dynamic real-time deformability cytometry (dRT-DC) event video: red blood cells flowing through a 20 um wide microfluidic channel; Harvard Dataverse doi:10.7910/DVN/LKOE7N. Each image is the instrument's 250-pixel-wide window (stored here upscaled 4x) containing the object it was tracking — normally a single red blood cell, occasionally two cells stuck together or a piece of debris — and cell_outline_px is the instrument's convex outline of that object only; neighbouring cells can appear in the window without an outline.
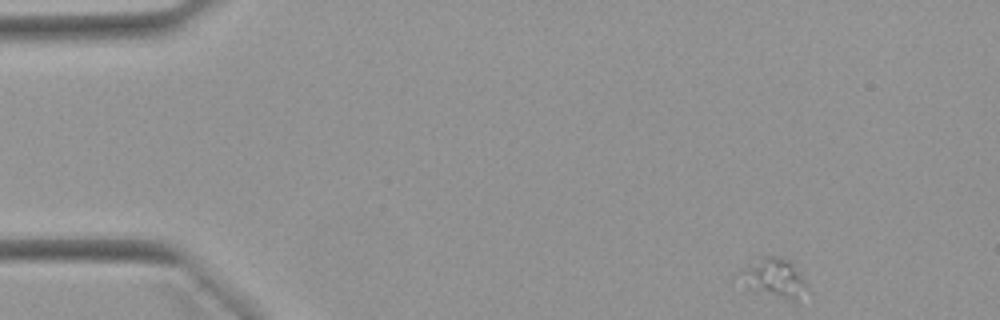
{"species": "Egyptian fruit bat (a non-hibernating species)", "species_latin": "Rousettus aegyptiacus", "temperature_condition": "warm", "stored_images_in_passage": 48, "camera_frame_rate_fps": 3000, "um_per_image_px": 0.085, "animal": {"sex": "female"}, "frame": {"image": 1, "passage_image": 1, "time_ms": 0.0, "image_size_px": [1000, 320], "cell_outline_px": [[808, 288], [796, 300], [792, 300], [744, 288], [732, 276], [764, 256], [772, 256], [792, 260], [808, 284]], "centroid_in_image_um": [65.74, 23.62], "position_along_channel_um": 19.3, "area_um2": 15.55}}
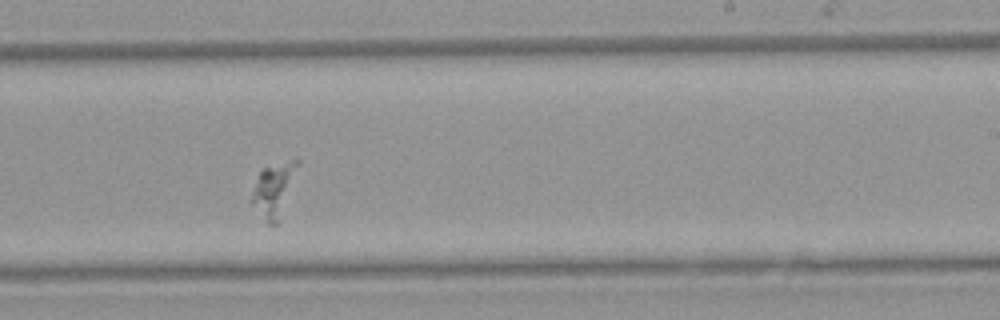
{"frame": {"image": 2, "passage_image": 28, "time_ms": 9.0, "image_size_px": [1000, 320], "cell_outline_px": [[300, 160], [276, 224], [268, 224], [264, 220], [248, 200], [260, 172], [264, 168], [292, 160]], "centroid_in_image_um": [23.19, 16.14], "position_along_channel_um": 265.8, "area_um2": 13.47}}
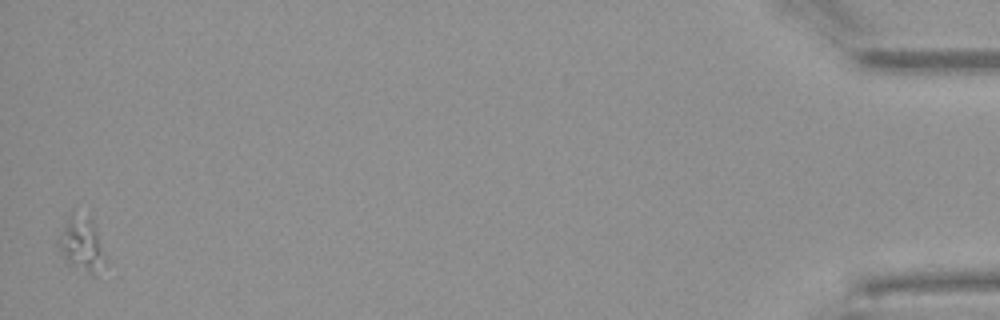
{"frame": {"image": 3, "passage_image": 48, "time_ms": 15.667, "image_size_px": [1000, 320], "cell_outline_px": [[108, 264], [96, 276], [92, 276], [68, 264], [64, 260], [56, 244], [68, 224], [88, 220], [92, 224], [96, 232]], "centroid_in_image_um": [7.01, 21.09], "position_along_channel_um": 428.2, "area_um2": 13.47}}